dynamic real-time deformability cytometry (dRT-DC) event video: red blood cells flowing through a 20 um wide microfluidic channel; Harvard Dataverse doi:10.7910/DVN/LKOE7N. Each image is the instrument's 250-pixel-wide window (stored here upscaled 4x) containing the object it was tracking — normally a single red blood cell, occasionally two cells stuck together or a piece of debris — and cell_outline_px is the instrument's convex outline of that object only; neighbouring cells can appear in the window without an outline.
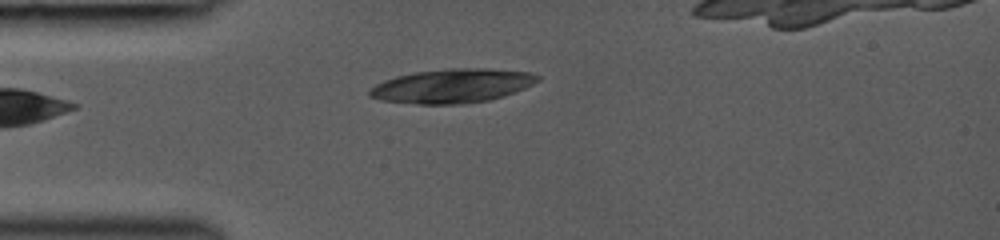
{"species": "common noctule bat (a hibernating species)", "species_latin": "Nyctalus noctula", "temperature_condition": "room temperature", "stored_images_in_passage": 11, "camera_frame_rate_fps": 3000, "um_per_image_px": 0.085, "animal": {"sex": "female", "body_mass_g": 19.0, "forearm_length_mm": 53.3}, "frame": {"image": 1, "passage_image": 1, "time_ms": 0.0, "image_size_px": [1000, 240], "cell_outline_px": [[540, 80], [516, 92], [504, 96], [488, 100], [464, 104], [420, 104], [380, 100], [368, 96], [368, 92], [376, 84], [384, 80], [396, 76], [416, 72], [452, 68], [484, 68], [532, 72], [540, 76]], "centroid_in_image_um": [38.46, 7.3], "position_along_channel_um": 46.5, "area_um2": 33.35}}
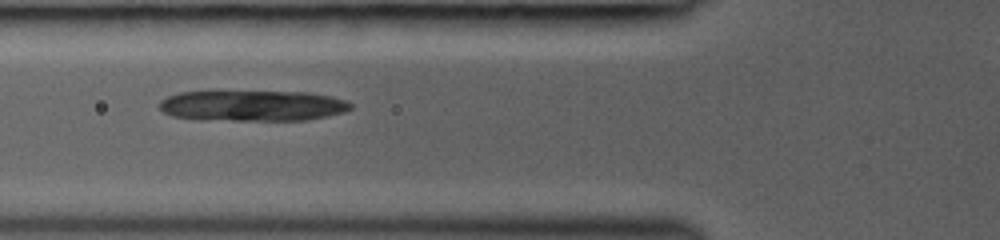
{"frame": {"image": 2, "passage_image": 4, "time_ms": 1.667, "image_size_px": [1000, 240], "cell_outline_px": [[352, 108], [344, 112], [328, 116], [308, 120], [196, 120], [172, 116], [164, 112], [160, 108], [160, 100], [168, 96], [180, 92], [308, 92], [332, 96], [348, 100], [352, 104]], "centroid_in_image_um": [21.5, 8.99], "position_along_channel_um": 104.3, "area_um2": 34.45}}